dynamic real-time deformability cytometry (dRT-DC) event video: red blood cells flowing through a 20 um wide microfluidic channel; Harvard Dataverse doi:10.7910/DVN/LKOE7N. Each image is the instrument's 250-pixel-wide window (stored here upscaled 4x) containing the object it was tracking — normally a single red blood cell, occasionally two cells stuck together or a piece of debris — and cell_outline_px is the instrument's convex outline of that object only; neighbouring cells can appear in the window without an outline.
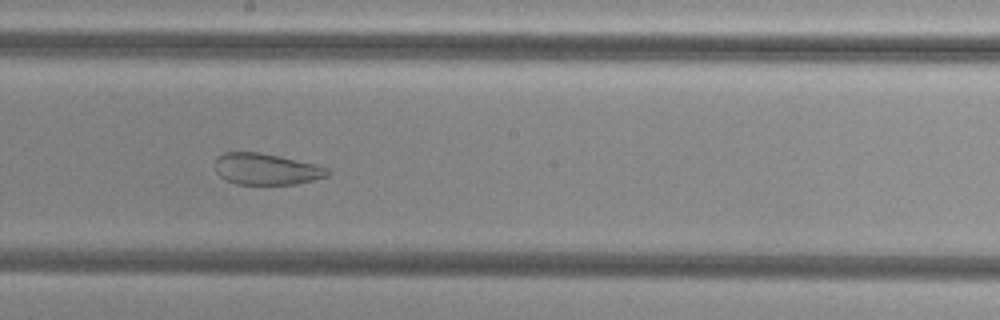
{"species": "common noctule bat (a hibernating species)", "species_latin": "Nyctalus noctula", "temperature_condition": "cold", "stored_images_in_passage": 48, "camera_frame_rate_fps": 3000, "um_per_image_px": 0.085, "animal": {"sex": "female", "body_mass_g": 29.2, "forearm_length_mm": 56.3}, "frame": {"image": 1, "passage_image": 24, "time_ms": 7.667, "image_size_px": [1000, 320], "cell_outline_px": [[332, 172], [328, 176], [296, 184], [236, 184], [224, 180], [216, 172], [216, 156], [224, 152], [260, 152], [280, 156], [316, 164], [332, 168]], "centroid_in_image_um": [22.66, 14.37], "position_along_channel_um": 225.5, "area_um2": 20.87}}
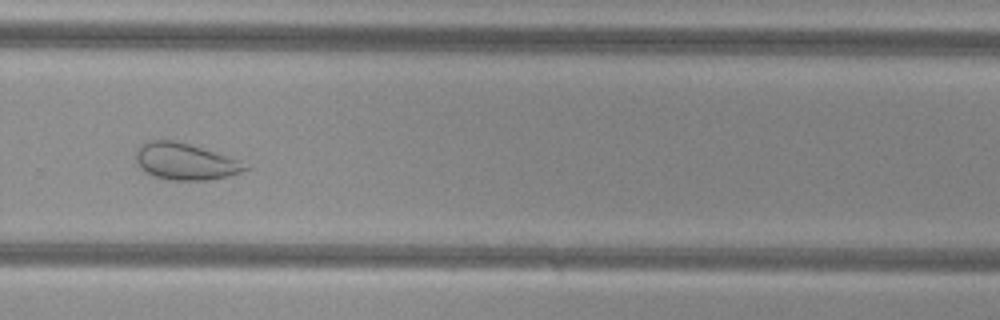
{"frame": {"image": 2, "passage_image": 31, "time_ms": 10.0, "image_size_px": [1000, 320], "cell_outline_px": [[252, 168], [228, 176], [208, 180], [168, 180], [152, 176], [144, 172], [140, 168], [136, 160], [136, 148], [140, 144], [148, 140], [176, 140], [240, 160]], "centroid_in_image_um": [15.71, 13.73], "position_along_channel_um": 314.1, "area_um2": 23.52}}
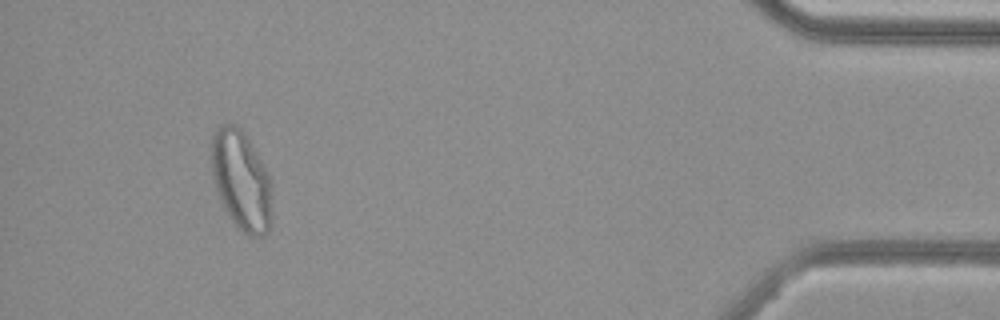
{"frame": {"image": 3, "passage_image": 44, "time_ms": 14.333, "image_size_px": [1000, 320], "cell_outline_px": [[272, 224], [268, 232], [264, 236], [252, 236], [244, 232], [232, 220], [224, 208], [216, 192], [212, 176], [212, 136], [216, 128], [220, 124], [236, 124], [248, 140], [268, 172], [272, 212]], "centroid_in_image_um": [20.5, 15.36], "position_along_channel_um": 414.7, "area_um2": 34.85}}